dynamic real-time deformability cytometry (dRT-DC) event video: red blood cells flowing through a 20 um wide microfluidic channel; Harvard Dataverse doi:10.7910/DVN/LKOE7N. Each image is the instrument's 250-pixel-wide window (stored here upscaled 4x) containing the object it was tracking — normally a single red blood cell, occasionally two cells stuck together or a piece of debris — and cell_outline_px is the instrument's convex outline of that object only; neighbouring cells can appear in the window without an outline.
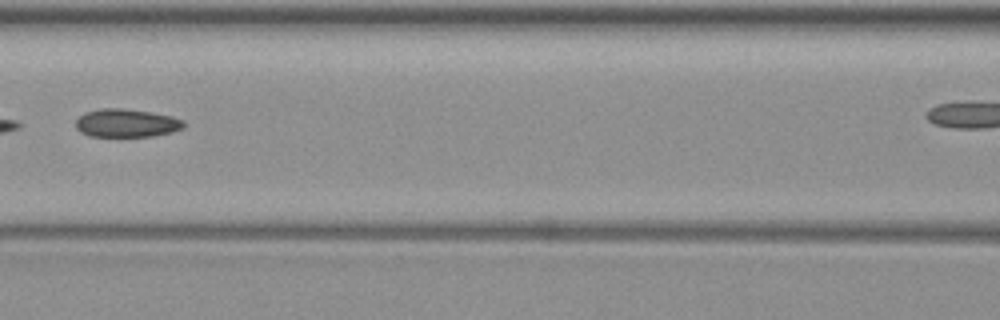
{"species": "common noctule bat (a hibernating species)", "species_latin": "Nyctalus noctula", "temperature_condition": "warm", "stored_images_in_passage": 4, "camera_frame_rate_fps": 3000, "um_per_image_px": 0.085, "animal": {"sex": "female", "body_mass_g": 19.3, "forearm_length_mm": 54.1}, "frame": {"image": 1, "passage_image": 3, "time_ms": 2.333, "image_size_px": [1000, 320], "cell_outline_px": [[184, 128], [172, 132], [152, 136], [88, 136], [80, 132], [76, 128], [76, 120], [84, 112], [100, 108], [124, 108], [152, 112], [172, 116], [184, 120]], "centroid_in_image_um": [10.75, 10.45], "position_along_channel_um": 155.9, "area_um2": 17.92}}